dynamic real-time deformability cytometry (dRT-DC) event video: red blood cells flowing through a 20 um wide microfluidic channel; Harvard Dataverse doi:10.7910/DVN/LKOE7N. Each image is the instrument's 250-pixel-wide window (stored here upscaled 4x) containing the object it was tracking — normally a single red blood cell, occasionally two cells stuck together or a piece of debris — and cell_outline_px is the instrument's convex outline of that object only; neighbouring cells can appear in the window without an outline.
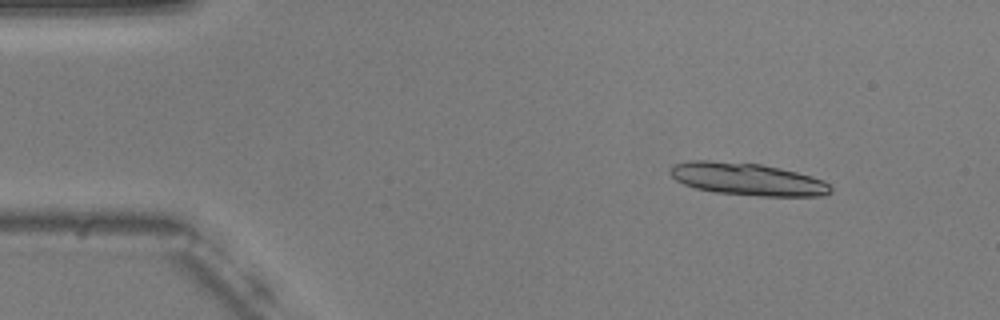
{"species": "common noctule bat (a hibernating species)", "species_latin": "Nyctalus noctula", "temperature_condition": "warm", "stored_images_in_passage": 55, "camera_frame_rate_fps": 3000, "um_per_image_px": 0.085, "animal": {"sex": "male", "body_mass_g": 20.5, "forearm_length_mm": 52.5}, "frame": {"image": 1, "passage_image": 7, "time_ms": 2.0, "image_size_px": [1000, 320], "cell_outline_px": [[832, 192], [820, 196], [760, 196], [716, 192], [696, 188], [684, 184], [676, 180], [668, 172], [676, 164], [688, 160], [708, 160], [760, 164], [780, 168], [812, 176], [824, 180], [832, 188]], "centroid_in_image_um": [63.54, 15.23], "position_along_channel_um": 21.5, "area_um2": 30.17}}
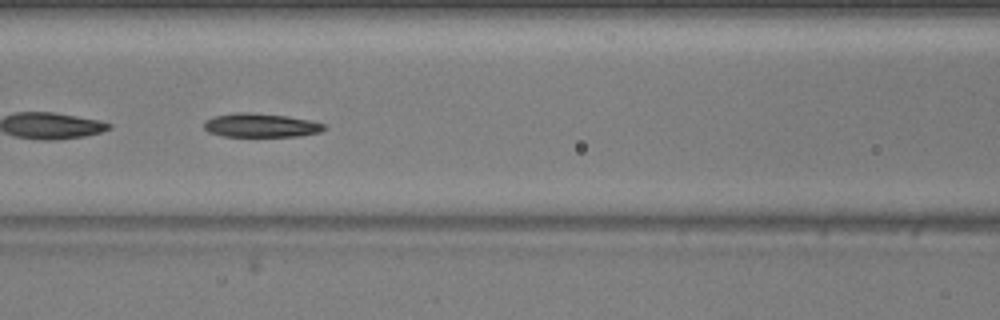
{"frame": {"image": 2, "passage_image": 24, "time_ms": 7.667, "image_size_px": [1000, 320], "cell_outline_px": [[328, 128], [320, 132], [300, 136], [224, 136], [208, 132], [204, 128], [204, 120], [216, 116], [236, 112], [252, 112], [288, 116], [308, 120], [324, 124]], "centroid_in_image_um": [22.17, 10.65], "position_along_channel_um": 144.4, "area_um2": 16.7}}
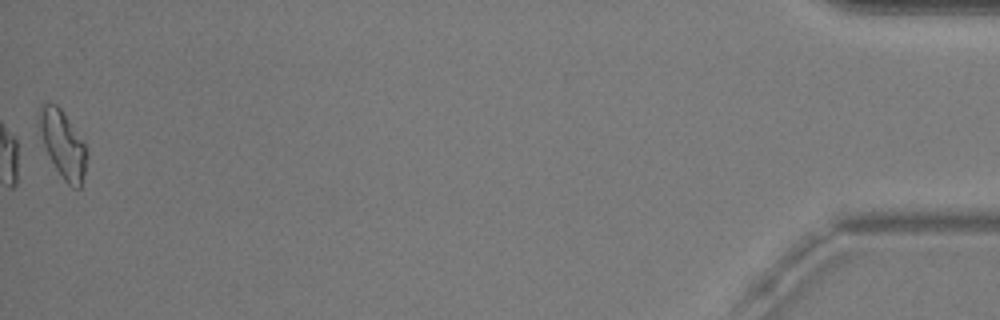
{"frame": {"image": 3, "passage_image": 55, "time_ms": 18.0, "image_size_px": [1000, 320], "cell_outline_px": [[88, 156], [80, 188], [72, 188], [64, 180], [56, 168], [44, 144], [36, 116], [40, 104], [56, 104], [60, 108], [84, 140], [88, 152]], "centroid_in_image_um": [5.36, 12.23], "position_along_channel_um": 429.8, "area_um2": 18.55}, "authors_computed_cell_mechanics": {"area_um2": 17.629, "velocity_mm_per_s": 3.7057, "shape_relaxation_time_tau1_ms": 3.6404, "shape_relaxation_time_tau2_ms": 3.0503, "deformation_change_tau1": 0.1773, "deformation_change_tau2": 0.1229}}